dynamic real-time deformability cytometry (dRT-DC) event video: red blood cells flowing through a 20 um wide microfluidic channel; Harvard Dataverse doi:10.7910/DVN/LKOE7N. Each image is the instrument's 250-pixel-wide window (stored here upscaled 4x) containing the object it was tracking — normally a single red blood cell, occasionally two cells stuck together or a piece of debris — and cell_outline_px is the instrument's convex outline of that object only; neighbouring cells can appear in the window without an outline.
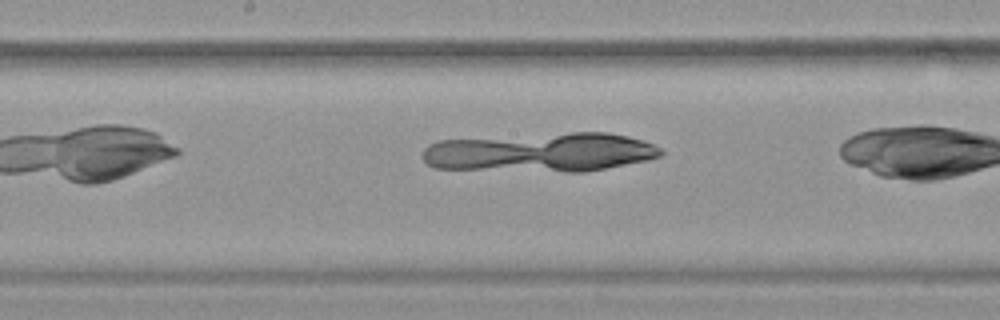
{"species": "common noctule bat (a hibernating species)", "species_latin": "Nyctalus noctula", "temperature_condition": "warm", "stored_images_in_passage": 11, "camera_frame_rate_fps": 3000, "um_per_image_px": 0.085, "animal": {"sex": "female", "body_mass_g": 19.9}, "frame": {"image": 1, "passage_image": 10, "time_ms": 3.0, "image_size_px": [1000, 320], "cell_outline_px": [[660, 152], [652, 156], [636, 160], [596, 168], [452, 168], [432, 164], [480, 144], [564, 136], [620, 136], [636, 140], [648, 144]], "centroid_in_image_um": [46.93, 13.03], "position_along_channel_um": 201.3, "area_um2": 38.84}}